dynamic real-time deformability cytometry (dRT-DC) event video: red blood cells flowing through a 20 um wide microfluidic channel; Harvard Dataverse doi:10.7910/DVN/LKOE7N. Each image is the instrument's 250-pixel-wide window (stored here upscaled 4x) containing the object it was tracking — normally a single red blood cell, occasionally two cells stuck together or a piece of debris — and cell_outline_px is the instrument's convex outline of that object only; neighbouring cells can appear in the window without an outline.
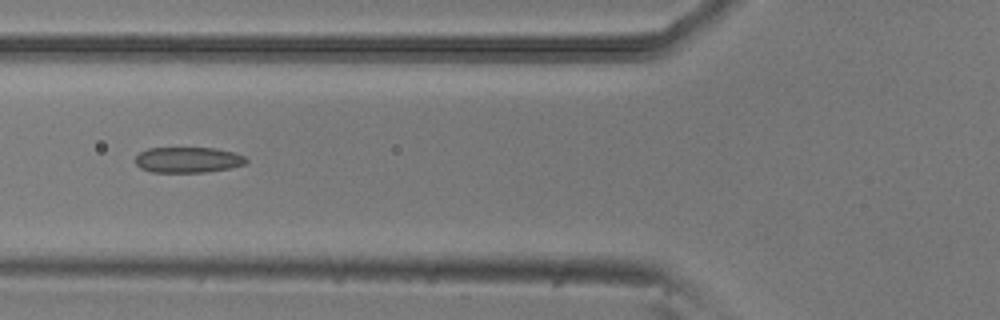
{"species": "common noctule bat (a hibernating species)", "species_latin": "Nyctalus noctula", "temperature_condition": "room temperature", "stored_images_in_passage": 5, "camera_frame_rate_fps": 3000, "um_per_image_px": 0.085, "animal": {"sex": "male", "body_mass_g": 20.5, "forearm_length_mm": 52.5}, "frame": {"image": 1, "passage_image": 5, "time_ms": 1.333, "image_size_px": [1000, 320], "cell_outline_px": [[248, 160], [244, 164], [228, 168], [204, 172], [152, 172], [140, 168], [136, 164], [136, 156], [140, 152], [148, 148], [216, 148], [236, 152], [244, 156]], "centroid_in_image_um": [15.98, 13.58], "position_along_channel_um": 109.8, "area_um2": 16.53}}